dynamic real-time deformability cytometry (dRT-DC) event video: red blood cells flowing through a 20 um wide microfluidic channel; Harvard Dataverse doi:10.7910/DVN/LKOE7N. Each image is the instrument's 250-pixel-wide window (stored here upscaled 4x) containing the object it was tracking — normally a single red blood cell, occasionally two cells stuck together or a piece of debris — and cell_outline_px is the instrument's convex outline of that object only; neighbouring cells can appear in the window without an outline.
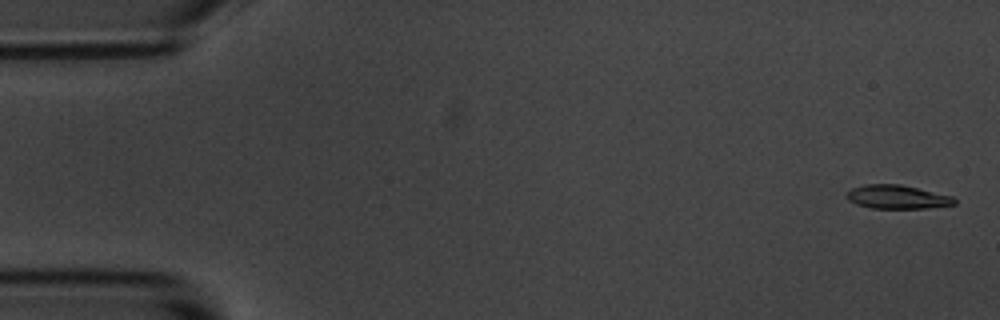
{"species": "common noctule bat (a hibernating species)", "species_latin": "Nyctalus noctula", "temperature_condition": "room temperature", "stored_images_in_passage": 5, "camera_frame_rate_fps": 3000, "um_per_image_px": 0.085, "animal": {"sex": "male", "body_mass_g": 20.1, "forearm_length_mm": 53.5}, "frame": {"image": 1, "passage_image": 1, "time_ms": 0.0, "image_size_px": [1000, 320], "cell_outline_px": [[956, 204], [928, 208], [872, 208], [856, 204], [848, 200], [844, 196], [852, 188], [864, 184], [900, 184], [952, 196], [956, 200]], "centroid_in_image_um": [76.24, 16.74], "position_along_channel_um": 8.8, "area_um2": 14.85}}
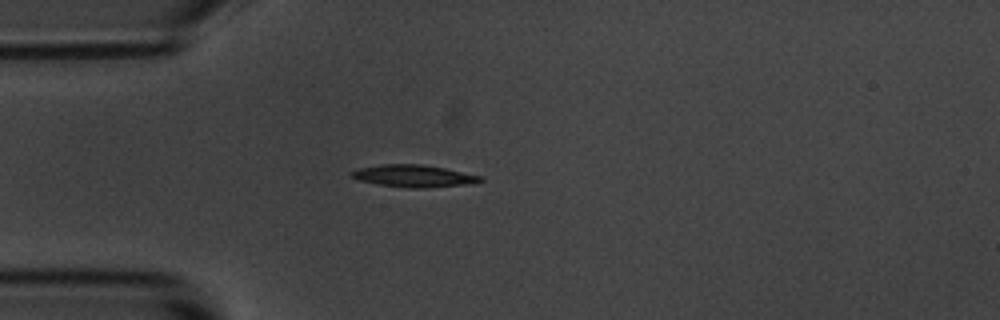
{"frame": {"image": 2, "passage_image": 4, "time_ms": 4.333, "image_size_px": [1000, 320], "cell_outline_px": [[484, 180], [464, 184], [428, 188], [408, 188], [380, 184], [360, 180], [352, 176], [348, 172], [360, 168], [380, 164], [424, 164], [484, 176]], "centroid_in_image_um": [35.18, 14.95], "position_along_channel_um": 49.8, "area_um2": 16.53}}